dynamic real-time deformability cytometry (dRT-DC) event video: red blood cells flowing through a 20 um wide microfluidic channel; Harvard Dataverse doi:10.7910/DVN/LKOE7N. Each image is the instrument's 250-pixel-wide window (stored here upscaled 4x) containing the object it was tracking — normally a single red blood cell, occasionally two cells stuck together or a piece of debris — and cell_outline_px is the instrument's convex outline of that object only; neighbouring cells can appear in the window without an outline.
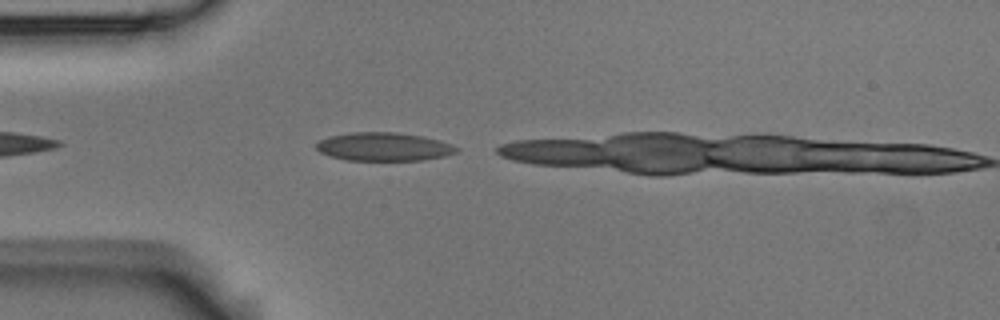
{"species": "Egyptian fruit bat (a non-hibernating species)", "species_latin": "Rousettus aegyptiacus", "temperature_condition": "room temperature", "stored_images_in_passage": 1, "camera_frame_rate_fps": 3000, "um_per_image_px": 0.085, "animal": {"sex": "male"}, "frame": {"image": 1, "passage_image": 1, "time_ms": 0.0, "image_size_px": [1000, 320], "cell_outline_px": [[460, 148], [456, 152], [444, 156], [420, 160], [348, 160], [332, 156], [320, 152], [316, 148], [316, 144], [320, 140], [328, 136], [352, 132], [396, 132], [424, 136], [440, 140], [452, 144]], "centroid_in_image_um": [32.64, 12.46], "position_along_channel_um": 52.4, "area_um2": 23.18}}